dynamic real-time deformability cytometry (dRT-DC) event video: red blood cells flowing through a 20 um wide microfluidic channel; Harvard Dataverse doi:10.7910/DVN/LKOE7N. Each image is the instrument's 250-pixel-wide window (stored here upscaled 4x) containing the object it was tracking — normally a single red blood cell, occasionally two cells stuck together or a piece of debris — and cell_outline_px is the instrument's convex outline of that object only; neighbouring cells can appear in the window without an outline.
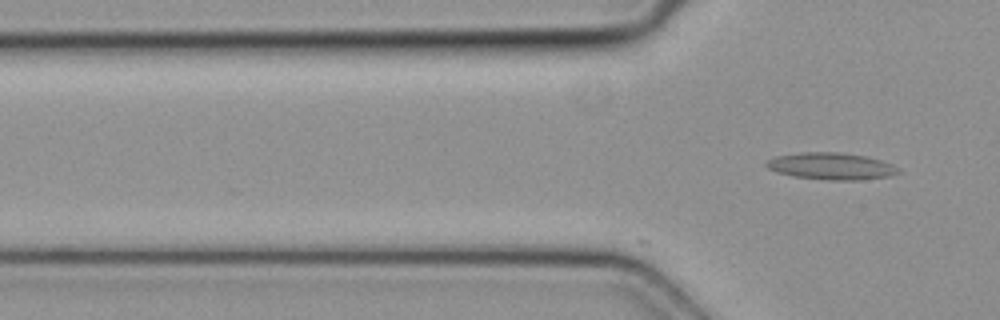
{"species": "common noctule bat (a hibernating species)", "species_latin": "Nyctalus noctula", "temperature_condition": "cold", "stored_images_in_passage": 6, "camera_frame_rate_fps": 3000, "um_per_image_px": 0.085, "animal": {"sex": "female", "body_mass_g": 19.3, "forearm_length_mm": 54.1}, "frame": {"image": 1, "passage_image": 6, "time_ms": 1.667, "image_size_px": [1000, 320], "cell_outline_px": [[900, 172], [888, 176], [860, 180], [828, 180], [792, 176], [776, 172], [768, 168], [764, 164], [768, 160], [776, 156], [800, 152], [840, 152], [864, 156], [880, 160], [892, 164]], "centroid_in_image_um": [70.6, 14.12], "position_along_channel_um": 55.2, "area_um2": 20.58}}